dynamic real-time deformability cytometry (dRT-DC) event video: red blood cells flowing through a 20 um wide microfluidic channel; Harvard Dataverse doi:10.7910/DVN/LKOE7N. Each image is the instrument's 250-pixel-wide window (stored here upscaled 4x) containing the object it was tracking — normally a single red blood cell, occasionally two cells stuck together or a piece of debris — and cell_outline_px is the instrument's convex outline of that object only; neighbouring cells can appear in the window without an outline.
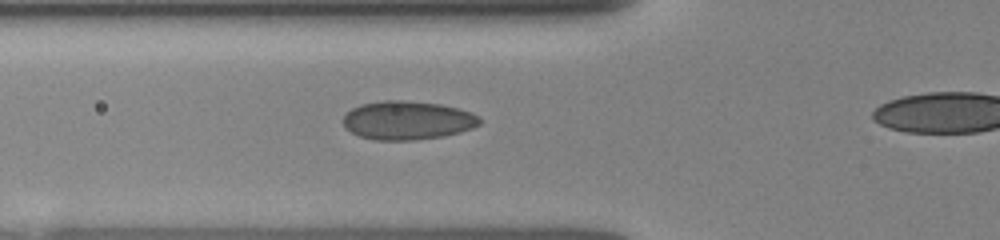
{"species": "human", "species_latin": "Homo sapiens", "temperature_condition": "room temperature", "stored_images_in_passage": 44, "camera_frame_rate_fps": 3000, "um_per_image_px": 0.085, "donor": {"sex": "female"}, "frame": {"image": 1, "passage_image": 8, "time_ms": 4.0, "image_size_px": [1000, 240], "cell_outline_px": [[480, 124], [472, 128], [460, 132], [444, 136], [416, 140], [376, 140], [360, 136], [344, 128], [344, 116], [352, 108], [360, 104], [384, 100], [404, 100], [440, 104], [472, 112], [480, 116]], "centroid_in_image_um": [34.64, 10.23], "position_along_channel_um": 91.2, "area_um2": 30.81}}
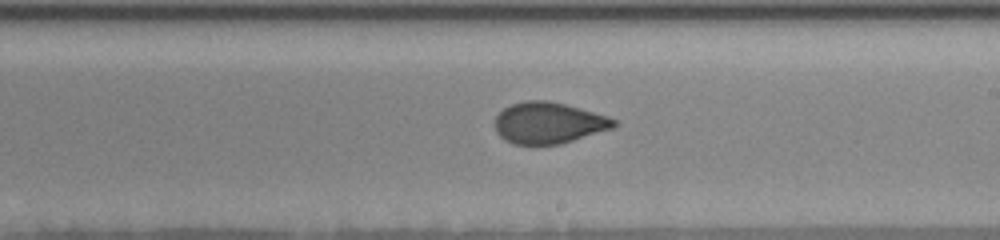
{"frame": {"image": 2, "passage_image": 24, "time_ms": 7.667, "image_size_px": [1000, 240], "cell_outline_px": [[620, 124], [612, 128], [560, 144], [512, 144], [504, 140], [496, 132], [496, 116], [504, 108], [512, 104], [524, 100], [548, 100], [564, 104], [608, 116], [616, 120]], "centroid_in_image_um": [46.62, 10.44], "position_along_channel_um": 242.4, "area_um2": 28.5}}
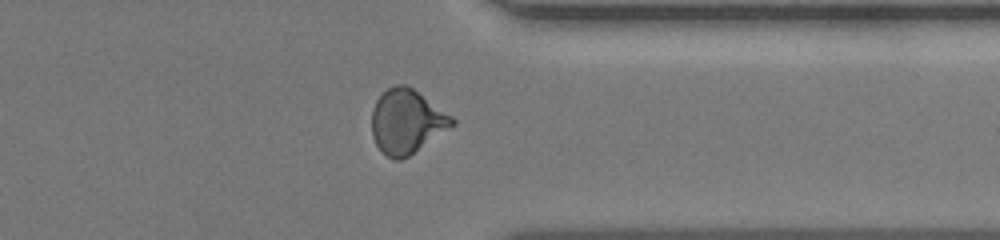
{"frame": {"image": 3, "passage_image": 38, "time_ms": 11.0, "image_size_px": [1000, 240], "cell_outline_px": [[456, 124], [408, 156], [400, 160], [392, 160], [376, 144], [372, 136], [372, 108], [376, 100], [388, 88], [396, 84], [404, 84], [412, 88], [452, 116], [456, 120]], "centroid_in_image_um": [34.56, 10.33], "position_along_channel_um": 376.8, "area_um2": 29.71}}